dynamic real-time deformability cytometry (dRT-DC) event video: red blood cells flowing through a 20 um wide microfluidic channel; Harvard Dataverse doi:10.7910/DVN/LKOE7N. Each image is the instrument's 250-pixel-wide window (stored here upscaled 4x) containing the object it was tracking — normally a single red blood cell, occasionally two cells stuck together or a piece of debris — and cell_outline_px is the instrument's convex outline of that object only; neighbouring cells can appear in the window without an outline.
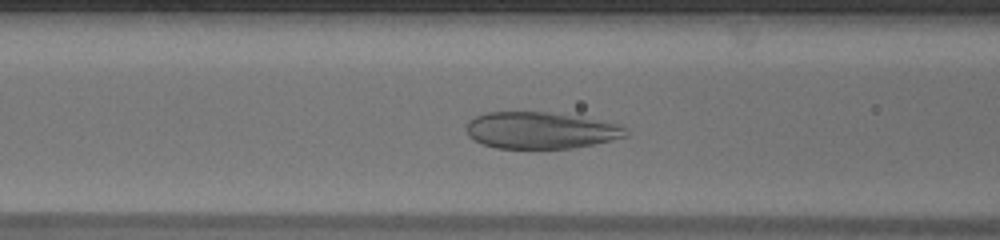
{"species": "human", "species_latin": "Homo sapiens", "temperature_condition": "warm", "stored_images_in_passage": 43, "camera_frame_rate_fps": 3000, "um_per_image_px": 0.085, "donor": {"sex": "male"}, "frame": {"image": 1, "passage_image": 13, "time_ms": 4.0, "image_size_px": [1000, 240], "cell_outline_px": [[628, 136], [612, 140], [572, 148], [496, 148], [484, 144], [468, 136], [468, 120], [476, 116], [488, 112], [548, 112], [620, 124], [628, 132]], "centroid_in_image_um": [45.96, 11.08], "position_along_channel_um": 120.6, "area_um2": 33.64}}
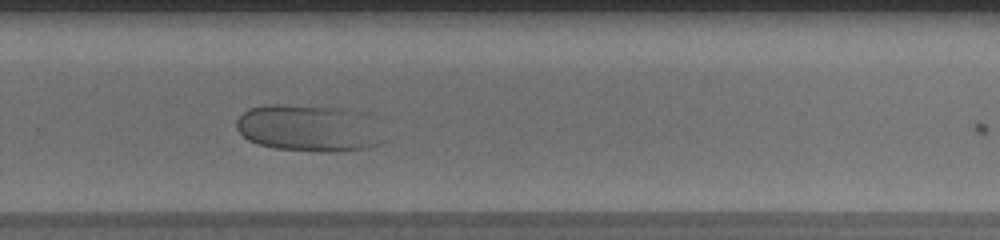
{"frame": {"image": 2, "passage_image": 27, "time_ms": 8.667, "image_size_px": [1000, 240], "cell_outline_px": [[384, 140], [380, 144], [368, 148], [336, 152], [324, 152], [272, 148], [256, 144], [248, 140], [236, 128], [236, 120], [248, 108], [264, 104], [284, 104], [340, 108], [348, 112]], "centroid_in_image_um": [25.96, 10.93], "position_along_channel_um": 303.8, "area_um2": 38.49}}
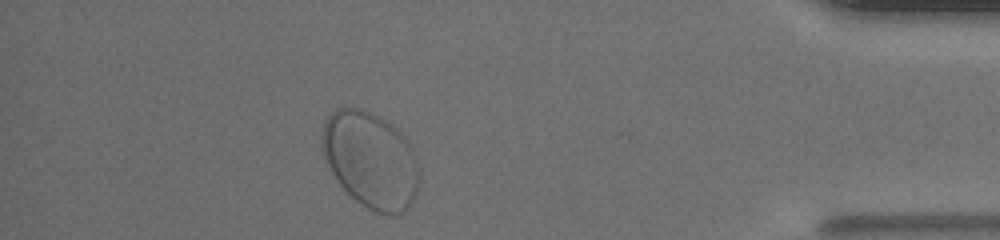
{"frame": {"image": 3, "passage_image": 38, "time_ms": 12.333, "image_size_px": [1000, 240], "cell_outline_px": [[420, 168], [416, 192], [412, 204], [404, 212], [392, 216], [388, 216], [376, 212], [360, 204], [336, 180], [324, 156], [320, 144], [320, 136], [324, 124], [328, 116], [332, 112], [340, 108], [360, 108], [380, 116], [392, 124], [408, 140], [412, 148]], "centroid_in_image_um": [31.51, 13.6], "position_along_channel_um": 403.7, "area_um2": 54.91}}